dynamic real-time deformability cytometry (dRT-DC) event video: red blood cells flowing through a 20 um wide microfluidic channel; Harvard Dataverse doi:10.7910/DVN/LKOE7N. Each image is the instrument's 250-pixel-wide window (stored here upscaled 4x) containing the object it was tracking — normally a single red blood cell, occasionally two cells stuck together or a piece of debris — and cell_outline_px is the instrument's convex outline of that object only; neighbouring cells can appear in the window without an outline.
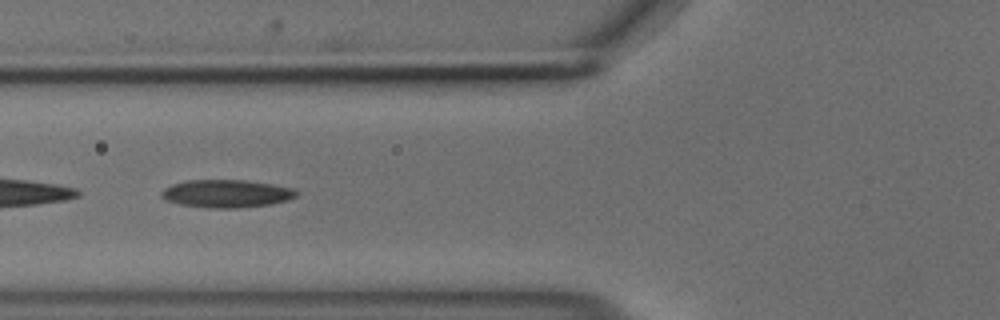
{"species": "common noctule bat (a hibernating species)", "species_latin": "Nyctalus noctula", "temperature_condition": "cold", "stored_images_in_passage": 44, "camera_frame_rate_fps": 3000, "um_per_image_px": 0.085, "animal": {"sex": "male", "body_mass_g": 18.8}, "frame": {"image": 1, "passage_image": 11, "time_ms": 3.333, "image_size_px": [1000, 320], "cell_outline_px": [[300, 192], [296, 196], [288, 200], [272, 204], [240, 208], [208, 208], [180, 204], [164, 200], [160, 196], [160, 192], [164, 188], [172, 184], [188, 180], [248, 180], [296, 188]], "centroid_in_image_um": [19.28, 16.46], "position_along_channel_um": 106.5, "area_um2": 22.25}}
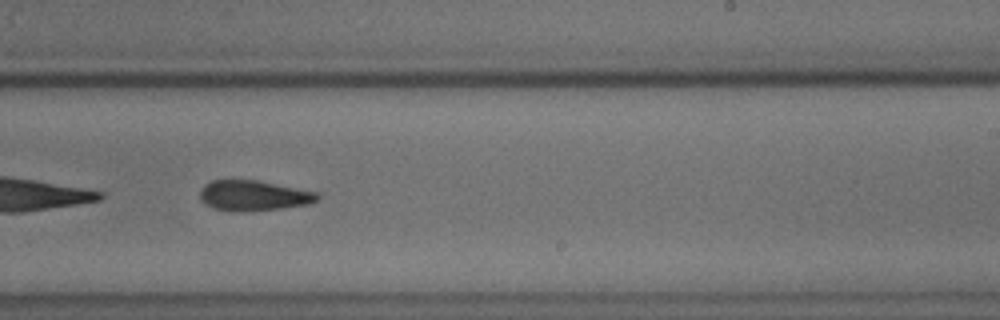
{"frame": {"image": 2, "passage_image": 24, "time_ms": 7.667, "image_size_px": [1000, 320], "cell_outline_px": [[320, 196], [316, 200], [308, 204], [280, 208], [244, 212], [232, 212], [212, 208], [200, 196], [200, 192], [204, 184], [212, 180], [256, 180], [316, 192]], "centroid_in_image_um": [21.53, 16.63], "position_along_channel_um": 267.5, "area_um2": 20.52}}
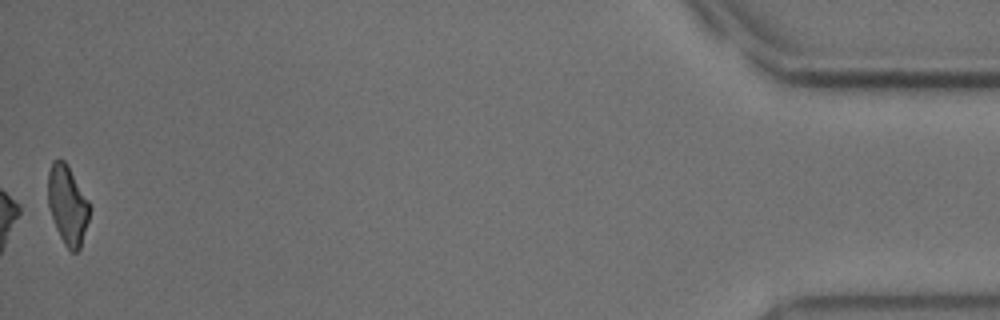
{"frame": {"image": 3, "passage_image": 44, "time_ms": 14.333, "image_size_px": [1000, 320], "cell_outline_px": [[92, 208], [80, 248], [76, 252], [72, 252], [64, 244], [56, 228], [48, 204], [48, 172], [52, 160], [64, 160], [68, 164], [88, 200]], "centroid_in_image_um": [5.75, 17.4], "position_along_channel_um": 429.4, "area_um2": 19.19}, "authors_computed_cell_mechanics": {"area_um2": 21.3571, "velocity_mm_per_s": 3.7046, "shape_relaxation_time_tau1_ms": null, "shape_relaxation_time_tau2_ms": 9.4515, "deformation_change_tau1": null, "deformation_change_tau2": 0.199}}